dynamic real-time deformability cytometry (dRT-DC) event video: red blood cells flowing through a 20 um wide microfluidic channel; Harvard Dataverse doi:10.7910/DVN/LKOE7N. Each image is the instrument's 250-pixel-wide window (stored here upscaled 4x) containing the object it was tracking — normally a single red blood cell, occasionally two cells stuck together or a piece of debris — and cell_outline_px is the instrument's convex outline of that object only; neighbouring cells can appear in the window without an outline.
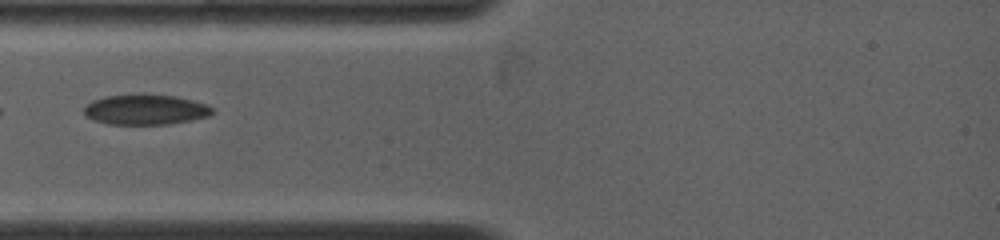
{"species": "common noctule bat (a hibernating species)", "species_latin": "Nyctalus noctula", "temperature_condition": "warm", "stored_images_in_passage": 3, "camera_frame_rate_fps": 4500, "um_per_image_px": 0.085, "animal": {"sex": "female", "body_mass_g": 19.0, "forearm_length_mm": 53.3}, "frame": {"image": 1, "passage_image": 2, "time_ms": 1.111, "image_size_px": [1000, 240], "cell_outline_px": [[212, 112], [208, 116], [192, 120], [168, 124], [108, 124], [92, 120], [84, 116], [84, 108], [92, 100], [104, 96], [176, 96], [208, 104], [212, 108]], "centroid_in_image_um": [12.35, 9.34], "position_along_channel_um": 72.7, "area_um2": 22.14}}
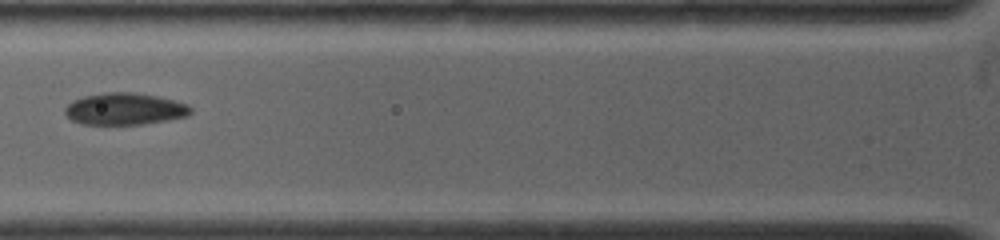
{"frame": {"image": 2, "passage_image": 3, "time_ms": 2.222, "image_size_px": [1000, 240], "cell_outline_px": [[192, 112], [188, 116], [168, 120], [140, 124], [84, 124], [72, 120], [64, 112], [64, 108], [72, 100], [84, 96], [108, 92], [132, 92], [156, 96], [188, 104], [192, 108]], "centroid_in_image_um": [10.6, 9.26], "position_along_channel_um": 115.2, "area_um2": 23.24}}